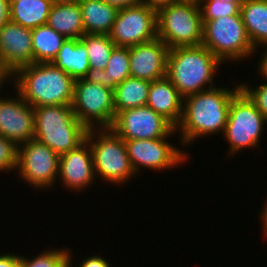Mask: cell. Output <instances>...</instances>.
I'll return each instance as SVG.
<instances>
[{
	"label": "cell",
	"instance_id": "cell-42",
	"mask_svg": "<svg viewBox=\"0 0 267 267\" xmlns=\"http://www.w3.org/2000/svg\"><path fill=\"white\" fill-rule=\"evenodd\" d=\"M71 252L69 251V266L68 267H71V265H72V260H71Z\"/></svg>",
	"mask_w": 267,
	"mask_h": 267
},
{
	"label": "cell",
	"instance_id": "cell-11",
	"mask_svg": "<svg viewBox=\"0 0 267 267\" xmlns=\"http://www.w3.org/2000/svg\"><path fill=\"white\" fill-rule=\"evenodd\" d=\"M109 36L119 47H132L155 39L156 10L143 4L119 9Z\"/></svg>",
	"mask_w": 267,
	"mask_h": 267
},
{
	"label": "cell",
	"instance_id": "cell-27",
	"mask_svg": "<svg viewBox=\"0 0 267 267\" xmlns=\"http://www.w3.org/2000/svg\"><path fill=\"white\" fill-rule=\"evenodd\" d=\"M80 40L88 51L90 77L98 71L104 70L108 64L111 53L116 47L109 35L84 34Z\"/></svg>",
	"mask_w": 267,
	"mask_h": 267
},
{
	"label": "cell",
	"instance_id": "cell-32",
	"mask_svg": "<svg viewBox=\"0 0 267 267\" xmlns=\"http://www.w3.org/2000/svg\"><path fill=\"white\" fill-rule=\"evenodd\" d=\"M21 256L16 254L6 253L0 255V267H19Z\"/></svg>",
	"mask_w": 267,
	"mask_h": 267
},
{
	"label": "cell",
	"instance_id": "cell-5",
	"mask_svg": "<svg viewBox=\"0 0 267 267\" xmlns=\"http://www.w3.org/2000/svg\"><path fill=\"white\" fill-rule=\"evenodd\" d=\"M156 21L157 37L169 49L202 44L203 20L199 3L177 0L158 9Z\"/></svg>",
	"mask_w": 267,
	"mask_h": 267
},
{
	"label": "cell",
	"instance_id": "cell-13",
	"mask_svg": "<svg viewBox=\"0 0 267 267\" xmlns=\"http://www.w3.org/2000/svg\"><path fill=\"white\" fill-rule=\"evenodd\" d=\"M166 139L168 138L124 140L130 164L136 174L141 167L154 171L165 170L188 159L187 153L171 145Z\"/></svg>",
	"mask_w": 267,
	"mask_h": 267
},
{
	"label": "cell",
	"instance_id": "cell-38",
	"mask_svg": "<svg viewBox=\"0 0 267 267\" xmlns=\"http://www.w3.org/2000/svg\"><path fill=\"white\" fill-rule=\"evenodd\" d=\"M261 223L263 224L262 225V229H263V233L264 235L267 237V200H266V203L264 204V208H263V211L261 213Z\"/></svg>",
	"mask_w": 267,
	"mask_h": 267
},
{
	"label": "cell",
	"instance_id": "cell-15",
	"mask_svg": "<svg viewBox=\"0 0 267 267\" xmlns=\"http://www.w3.org/2000/svg\"><path fill=\"white\" fill-rule=\"evenodd\" d=\"M1 96V95H0ZM0 97V135L17 146L34 139V108L17 94Z\"/></svg>",
	"mask_w": 267,
	"mask_h": 267
},
{
	"label": "cell",
	"instance_id": "cell-28",
	"mask_svg": "<svg viewBox=\"0 0 267 267\" xmlns=\"http://www.w3.org/2000/svg\"><path fill=\"white\" fill-rule=\"evenodd\" d=\"M30 259L21 256L19 267H68L69 266V250L70 249H48Z\"/></svg>",
	"mask_w": 267,
	"mask_h": 267
},
{
	"label": "cell",
	"instance_id": "cell-9",
	"mask_svg": "<svg viewBox=\"0 0 267 267\" xmlns=\"http://www.w3.org/2000/svg\"><path fill=\"white\" fill-rule=\"evenodd\" d=\"M267 119L256 108L248 96L240 90L230 102L227 123L223 136L229 143L228 155L242 148H256Z\"/></svg>",
	"mask_w": 267,
	"mask_h": 267
},
{
	"label": "cell",
	"instance_id": "cell-23",
	"mask_svg": "<svg viewBox=\"0 0 267 267\" xmlns=\"http://www.w3.org/2000/svg\"><path fill=\"white\" fill-rule=\"evenodd\" d=\"M51 6L48 0H13L9 3V20L33 29L47 23Z\"/></svg>",
	"mask_w": 267,
	"mask_h": 267
},
{
	"label": "cell",
	"instance_id": "cell-37",
	"mask_svg": "<svg viewBox=\"0 0 267 267\" xmlns=\"http://www.w3.org/2000/svg\"><path fill=\"white\" fill-rule=\"evenodd\" d=\"M265 53H263V56L261 57L260 59V65L258 64V67H259V72H260V75H262L264 78V80H267V48L266 50H264Z\"/></svg>",
	"mask_w": 267,
	"mask_h": 267
},
{
	"label": "cell",
	"instance_id": "cell-1",
	"mask_svg": "<svg viewBox=\"0 0 267 267\" xmlns=\"http://www.w3.org/2000/svg\"><path fill=\"white\" fill-rule=\"evenodd\" d=\"M235 88L213 87L183 98V112L176 131L182 144H191L198 137L224 132L231 99L240 91ZM191 142V143H190Z\"/></svg>",
	"mask_w": 267,
	"mask_h": 267
},
{
	"label": "cell",
	"instance_id": "cell-7",
	"mask_svg": "<svg viewBox=\"0 0 267 267\" xmlns=\"http://www.w3.org/2000/svg\"><path fill=\"white\" fill-rule=\"evenodd\" d=\"M202 45L221 63L226 60L243 61L256 52L247 35L241 14L203 20Z\"/></svg>",
	"mask_w": 267,
	"mask_h": 267
},
{
	"label": "cell",
	"instance_id": "cell-22",
	"mask_svg": "<svg viewBox=\"0 0 267 267\" xmlns=\"http://www.w3.org/2000/svg\"><path fill=\"white\" fill-rule=\"evenodd\" d=\"M240 14L254 49L257 50L260 45L266 48L267 0H243Z\"/></svg>",
	"mask_w": 267,
	"mask_h": 267
},
{
	"label": "cell",
	"instance_id": "cell-25",
	"mask_svg": "<svg viewBox=\"0 0 267 267\" xmlns=\"http://www.w3.org/2000/svg\"><path fill=\"white\" fill-rule=\"evenodd\" d=\"M31 34L34 63L51 62L67 40L47 24L31 29Z\"/></svg>",
	"mask_w": 267,
	"mask_h": 267
},
{
	"label": "cell",
	"instance_id": "cell-8",
	"mask_svg": "<svg viewBox=\"0 0 267 267\" xmlns=\"http://www.w3.org/2000/svg\"><path fill=\"white\" fill-rule=\"evenodd\" d=\"M75 116L87 128H110L116 117L114 90L94 77L74 82L71 104Z\"/></svg>",
	"mask_w": 267,
	"mask_h": 267
},
{
	"label": "cell",
	"instance_id": "cell-18",
	"mask_svg": "<svg viewBox=\"0 0 267 267\" xmlns=\"http://www.w3.org/2000/svg\"><path fill=\"white\" fill-rule=\"evenodd\" d=\"M146 105L163 116L175 128L183 112V97L165 76L151 82Z\"/></svg>",
	"mask_w": 267,
	"mask_h": 267
},
{
	"label": "cell",
	"instance_id": "cell-19",
	"mask_svg": "<svg viewBox=\"0 0 267 267\" xmlns=\"http://www.w3.org/2000/svg\"><path fill=\"white\" fill-rule=\"evenodd\" d=\"M51 63L74 80L90 77L88 51L80 39H67Z\"/></svg>",
	"mask_w": 267,
	"mask_h": 267
},
{
	"label": "cell",
	"instance_id": "cell-30",
	"mask_svg": "<svg viewBox=\"0 0 267 267\" xmlns=\"http://www.w3.org/2000/svg\"><path fill=\"white\" fill-rule=\"evenodd\" d=\"M18 146L10 139L0 135V171L17 170Z\"/></svg>",
	"mask_w": 267,
	"mask_h": 267
},
{
	"label": "cell",
	"instance_id": "cell-31",
	"mask_svg": "<svg viewBox=\"0 0 267 267\" xmlns=\"http://www.w3.org/2000/svg\"><path fill=\"white\" fill-rule=\"evenodd\" d=\"M240 89L255 104L256 108L267 119V82L257 88L249 87L248 84H240Z\"/></svg>",
	"mask_w": 267,
	"mask_h": 267
},
{
	"label": "cell",
	"instance_id": "cell-6",
	"mask_svg": "<svg viewBox=\"0 0 267 267\" xmlns=\"http://www.w3.org/2000/svg\"><path fill=\"white\" fill-rule=\"evenodd\" d=\"M85 139L92 150L96 177L99 175L106 182L120 185L136 176L129 161L125 141L111 128H89Z\"/></svg>",
	"mask_w": 267,
	"mask_h": 267
},
{
	"label": "cell",
	"instance_id": "cell-43",
	"mask_svg": "<svg viewBox=\"0 0 267 267\" xmlns=\"http://www.w3.org/2000/svg\"><path fill=\"white\" fill-rule=\"evenodd\" d=\"M181 1H192V2L200 3L202 0H181Z\"/></svg>",
	"mask_w": 267,
	"mask_h": 267
},
{
	"label": "cell",
	"instance_id": "cell-10",
	"mask_svg": "<svg viewBox=\"0 0 267 267\" xmlns=\"http://www.w3.org/2000/svg\"><path fill=\"white\" fill-rule=\"evenodd\" d=\"M59 157L47 145L32 139L18 146L17 170L31 186L50 188L57 182Z\"/></svg>",
	"mask_w": 267,
	"mask_h": 267
},
{
	"label": "cell",
	"instance_id": "cell-12",
	"mask_svg": "<svg viewBox=\"0 0 267 267\" xmlns=\"http://www.w3.org/2000/svg\"><path fill=\"white\" fill-rule=\"evenodd\" d=\"M110 128L123 140L169 138L176 132L168 120L147 105L119 111Z\"/></svg>",
	"mask_w": 267,
	"mask_h": 267
},
{
	"label": "cell",
	"instance_id": "cell-40",
	"mask_svg": "<svg viewBox=\"0 0 267 267\" xmlns=\"http://www.w3.org/2000/svg\"><path fill=\"white\" fill-rule=\"evenodd\" d=\"M7 77L0 71V89L3 87L2 85H4L3 83L6 82Z\"/></svg>",
	"mask_w": 267,
	"mask_h": 267
},
{
	"label": "cell",
	"instance_id": "cell-17",
	"mask_svg": "<svg viewBox=\"0 0 267 267\" xmlns=\"http://www.w3.org/2000/svg\"><path fill=\"white\" fill-rule=\"evenodd\" d=\"M168 51L158 37L129 47L130 76L150 82L165 77Z\"/></svg>",
	"mask_w": 267,
	"mask_h": 267
},
{
	"label": "cell",
	"instance_id": "cell-14",
	"mask_svg": "<svg viewBox=\"0 0 267 267\" xmlns=\"http://www.w3.org/2000/svg\"><path fill=\"white\" fill-rule=\"evenodd\" d=\"M31 29L8 20L0 28V71L7 79L20 67L34 63Z\"/></svg>",
	"mask_w": 267,
	"mask_h": 267
},
{
	"label": "cell",
	"instance_id": "cell-24",
	"mask_svg": "<svg viewBox=\"0 0 267 267\" xmlns=\"http://www.w3.org/2000/svg\"><path fill=\"white\" fill-rule=\"evenodd\" d=\"M151 82L128 77L114 89V107L119 111L145 106Z\"/></svg>",
	"mask_w": 267,
	"mask_h": 267
},
{
	"label": "cell",
	"instance_id": "cell-34",
	"mask_svg": "<svg viewBox=\"0 0 267 267\" xmlns=\"http://www.w3.org/2000/svg\"><path fill=\"white\" fill-rule=\"evenodd\" d=\"M109 5L115 6L118 9L137 6L141 4L140 0H103Z\"/></svg>",
	"mask_w": 267,
	"mask_h": 267
},
{
	"label": "cell",
	"instance_id": "cell-3",
	"mask_svg": "<svg viewBox=\"0 0 267 267\" xmlns=\"http://www.w3.org/2000/svg\"><path fill=\"white\" fill-rule=\"evenodd\" d=\"M220 64L202 44L174 47L168 51L166 77L185 98L215 87L213 76Z\"/></svg>",
	"mask_w": 267,
	"mask_h": 267
},
{
	"label": "cell",
	"instance_id": "cell-35",
	"mask_svg": "<svg viewBox=\"0 0 267 267\" xmlns=\"http://www.w3.org/2000/svg\"><path fill=\"white\" fill-rule=\"evenodd\" d=\"M177 0H140L141 4L146 5L156 11L161 7H164L170 3L176 2Z\"/></svg>",
	"mask_w": 267,
	"mask_h": 267
},
{
	"label": "cell",
	"instance_id": "cell-21",
	"mask_svg": "<svg viewBox=\"0 0 267 267\" xmlns=\"http://www.w3.org/2000/svg\"><path fill=\"white\" fill-rule=\"evenodd\" d=\"M46 24L66 39H80L85 34L79 2L52 4Z\"/></svg>",
	"mask_w": 267,
	"mask_h": 267
},
{
	"label": "cell",
	"instance_id": "cell-2",
	"mask_svg": "<svg viewBox=\"0 0 267 267\" xmlns=\"http://www.w3.org/2000/svg\"><path fill=\"white\" fill-rule=\"evenodd\" d=\"M10 78L16 93L33 108L72 104L75 80L51 62L22 66Z\"/></svg>",
	"mask_w": 267,
	"mask_h": 267
},
{
	"label": "cell",
	"instance_id": "cell-16",
	"mask_svg": "<svg viewBox=\"0 0 267 267\" xmlns=\"http://www.w3.org/2000/svg\"><path fill=\"white\" fill-rule=\"evenodd\" d=\"M95 176L92 150L86 139L75 149L60 155L58 177L66 188L84 191L94 182Z\"/></svg>",
	"mask_w": 267,
	"mask_h": 267
},
{
	"label": "cell",
	"instance_id": "cell-20",
	"mask_svg": "<svg viewBox=\"0 0 267 267\" xmlns=\"http://www.w3.org/2000/svg\"><path fill=\"white\" fill-rule=\"evenodd\" d=\"M85 34L109 35L119 9L103 0H79Z\"/></svg>",
	"mask_w": 267,
	"mask_h": 267
},
{
	"label": "cell",
	"instance_id": "cell-39",
	"mask_svg": "<svg viewBox=\"0 0 267 267\" xmlns=\"http://www.w3.org/2000/svg\"><path fill=\"white\" fill-rule=\"evenodd\" d=\"M52 4H61V3H76L79 0H48Z\"/></svg>",
	"mask_w": 267,
	"mask_h": 267
},
{
	"label": "cell",
	"instance_id": "cell-36",
	"mask_svg": "<svg viewBox=\"0 0 267 267\" xmlns=\"http://www.w3.org/2000/svg\"><path fill=\"white\" fill-rule=\"evenodd\" d=\"M9 20V0H0V28Z\"/></svg>",
	"mask_w": 267,
	"mask_h": 267
},
{
	"label": "cell",
	"instance_id": "cell-33",
	"mask_svg": "<svg viewBox=\"0 0 267 267\" xmlns=\"http://www.w3.org/2000/svg\"><path fill=\"white\" fill-rule=\"evenodd\" d=\"M80 267H110V264L107 260H105V258L95 255L84 260Z\"/></svg>",
	"mask_w": 267,
	"mask_h": 267
},
{
	"label": "cell",
	"instance_id": "cell-4",
	"mask_svg": "<svg viewBox=\"0 0 267 267\" xmlns=\"http://www.w3.org/2000/svg\"><path fill=\"white\" fill-rule=\"evenodd\" d=\"M34 121V139L59 156L81 144L88 130L75 116L71 105L35 107Z\"/></svg>",
	"mask_w": 267,
	"mask_h": 267
},
{
	"label": "cell",
	"instance_id": "cell-29",
	"mask_svg": "<svg viewBox=\"0 0 267 267\" xmlns=\"http://www.w3.org/2000/svg\"><path fill=\"white\" fill-rule=\"evenodd\" d=\"M242 2H223L220 0H202L199 5L202 20H214L223 16L240 14Z\"/></svg>",
	"mask_w": 267,
	"mask_h": 267
},
{
	"label": "cell",
	"instance_id": "cell-26",
	"mask_svg": "<svg viewBox=\"0 0 267 267\" xmlns=\"http://www.w3.org/2000/svg\"><path fill=\"white\" fill-rule=\"evenodd\" d=\"M93 77L103 86L115 89L117 85L130 77L129 47L116 46L104 70L98 71Z\"/></svg>",
	"mask_w": 267,
	"mask_h": 267
},
{
	"label": "cell",
	"instance_id": "cell-41",
	"mask_svg": "<svg viewBox=\"0 0 267 267\" xmlns=\"http://www.w3.org/2000/svg\"><path fill=\"white\" fill-rule=\"evenodd\" d=\"M220 1H227V2H243V0H220Z\"/></svg>",
	"mask_w": 267,
	"mask_h": 267
}]
</instances>
